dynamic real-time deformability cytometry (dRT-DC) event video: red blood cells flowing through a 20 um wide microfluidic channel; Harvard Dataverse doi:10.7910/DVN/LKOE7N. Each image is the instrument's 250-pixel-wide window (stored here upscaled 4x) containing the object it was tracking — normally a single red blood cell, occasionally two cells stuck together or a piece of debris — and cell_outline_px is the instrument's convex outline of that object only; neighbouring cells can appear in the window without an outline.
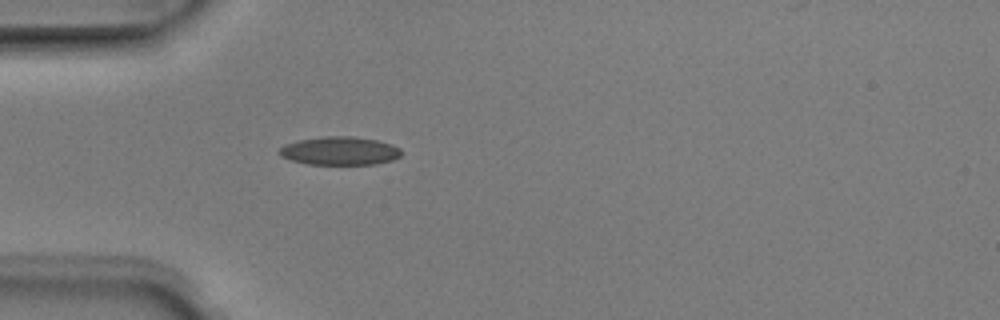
{"species": "Egyptian fruit bat (a non-hibernating species)", "species_latin": "Rousettus aegyptiacus", "temperature_condition": "room temperature", "stored_images_in_passage": 4, "camera_frame_rate_fps": 3000, "um_per_image_px": 0.085, "animal": {"sex": "male"}, "frame": {"image": 1, "passage_image": 4, "time_ms": 1.0, "image_size_px": [1000, 320], "cell_outline_px": [[400, 156], [392, 160], [376, 164], [308, 164], [292, 160], [280, 156], [280, 148], [284, 144], [296, 140], [324, 136], [352, 136], [376, 140], [392, 144], [400, 148]], "centroid_in_image_um": [28.87, 12.81], "position_along_channel_um": 56.1, "area_um2": 20.11}}